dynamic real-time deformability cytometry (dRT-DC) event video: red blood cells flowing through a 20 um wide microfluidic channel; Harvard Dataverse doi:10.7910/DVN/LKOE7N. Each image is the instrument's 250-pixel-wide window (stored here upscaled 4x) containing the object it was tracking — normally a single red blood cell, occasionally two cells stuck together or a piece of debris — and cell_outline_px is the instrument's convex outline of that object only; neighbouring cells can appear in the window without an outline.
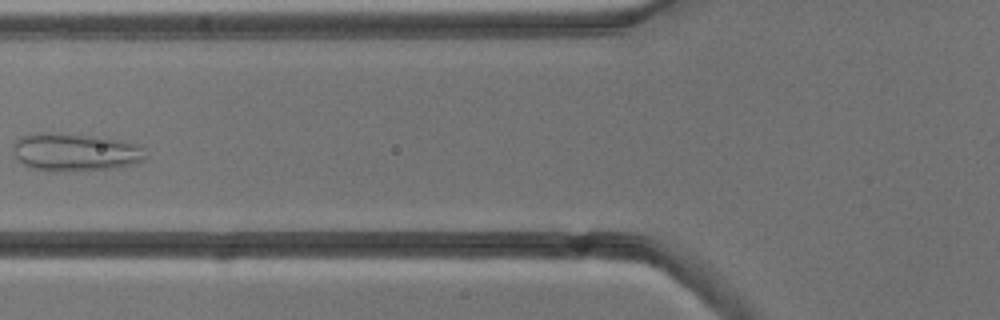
{"species": "common noctule bat (a hibernating species)", "species_latin": "Nyctalus noctula", "temperature_condition": "cold", "stored_images_in_passage": 4, "camera_frame_rate_fps": 3000, "um_per_image_px": 0.085, "animal": {"sex": "male", "body_mass_g": 13.3}, "frame": {"image": 1, "passage_image": 3, "time_ms": 3.333, "image_size_px": [1000, 320], "cell_outline_px": [[144, 160], [136, 164], [112, 168], [64, 172], [48, 172], [32, 168], [16, 160], [12, 152], [12, 144], [20, 136], [40, 132], [52, 132], [96, 136], [124, 140], [136, 144], [140, 148], [144, 156]], "centroid_in_image_um": [6.31, 12.94], "position_along_channel_um": 119.5, "area_um2": 29.77}}